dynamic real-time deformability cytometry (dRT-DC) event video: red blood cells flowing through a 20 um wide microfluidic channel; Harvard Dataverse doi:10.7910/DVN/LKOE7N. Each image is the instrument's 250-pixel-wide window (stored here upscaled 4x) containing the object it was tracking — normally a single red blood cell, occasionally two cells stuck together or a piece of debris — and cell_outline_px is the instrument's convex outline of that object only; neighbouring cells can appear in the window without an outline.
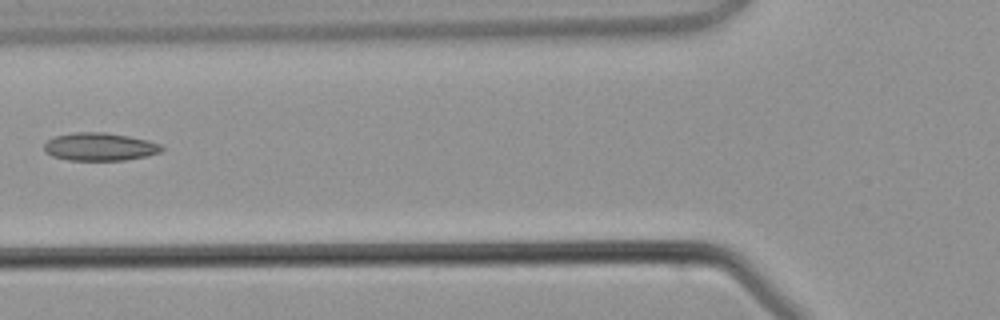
{"species": "common noctule bat (a hibernating species)", "species_latin": "Nyctalus noctula", "temperature_condition": "warm", "stored_images_in_passage": 4, "camera_frame_rate_fps": 3000, "um_per_image_px": 0.085, "animal": {"sex": "male", "body_mass_g": 21.5, "forearm_length_mm": 52.0}, "frame": {"image": 1, "passage_image": 4, "time_ms": 3.667, "image_size_px": [1000, 320], "cell_outline_px": [[164, 148], [160, 152], [144, 156], [124, 160], [68, 160], [52, 156], [44, 152], [44, 144], [48, 140], [56, 136], [72, 132], [104, 132], [128, 136], [148, 140], [160, 144]], "centroid_in_image_um": [8.45, 12.47], "position_along_channel_um": 117.4, "area_um2": 19.07}}